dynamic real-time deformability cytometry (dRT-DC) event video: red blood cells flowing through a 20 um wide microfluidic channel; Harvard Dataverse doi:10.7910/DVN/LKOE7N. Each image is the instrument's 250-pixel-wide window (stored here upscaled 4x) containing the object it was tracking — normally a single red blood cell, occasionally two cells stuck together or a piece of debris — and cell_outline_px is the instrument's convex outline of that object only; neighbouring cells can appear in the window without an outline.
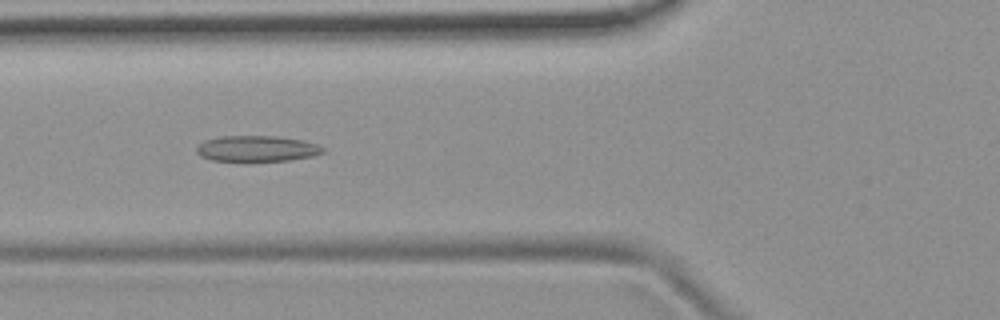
{"species": "common noctule bat (a hibernating species)", "species_latin": "Nyctalus noctula", "temperature_condition": "room temperature", "stored_images_in_passage": 53, "camera_frame_rate_fps": 3000, "um_per_image_px": 0.085, "animal": {"sex": "female", "body_mass_g": 19.9}, "frame": {"image": 1, "passage_image": 19, "time_ms": 6.0, "image_size_px": [1000, 320], "cell_outline_px": [[324, 152], [312, 156], [288, 160], [244, 164], [212, 160], [200, 156], [196, 152], [196, 148], [204, 140], [220, 136], [276, 136], [304, 140], [316, 144], [324, 148]], "centroid_in_image_um": [21.78, 12.67], "position_along_channel_um": 104.0, "area_um2": 19.88}}
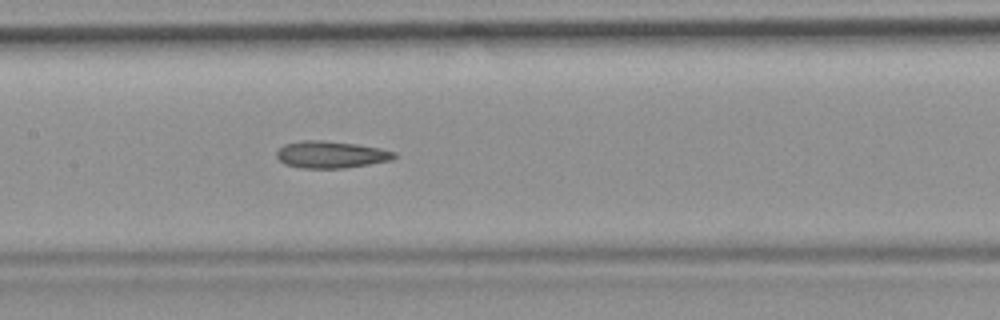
{"frame": {"image": 2, "passage_image": 25, "time_ms": 8.0, "image_size_px": [1000, 320], "cell_outline_px": [[396, 156], [392, 160], [344, 168], [300, 168], [284, 164], [276, 156], [276, 152], [284, 144], [300, 140], [320, 140], [356, 144], [380, 148], [396, 152]], "centroid_in_image_um": [28.11, 13.14], "position_along_channel_um": 179.3, "area_um2": 18.5}}
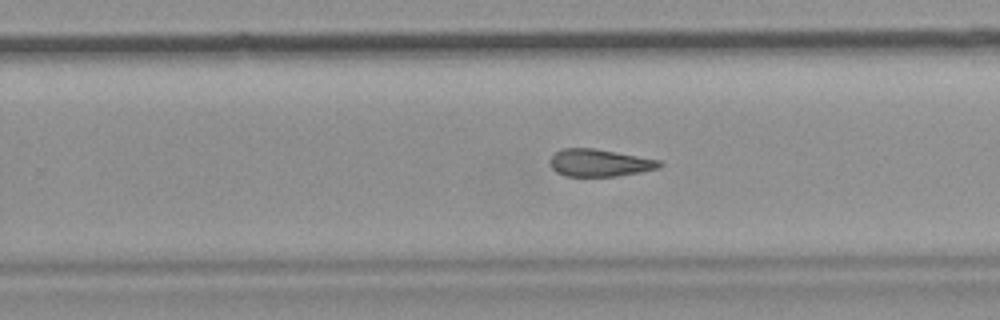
{"frame": {"image": 3, "passage_image": 33, "time_ms": 10.667, "image_size_px": [1000, 320], "cell_outline_px": [[664, 164], [660, 168], [640, 172], [616, 176], [564, 176], [556, 172], [548, 164], [548, 160], [556, 152], [564, 148], [592, 148], [616, 152], [660, 160]], "centroid_in_image_um": [50.94, 13.84], "position_along_channel_um": 278.9, "area_um2": 17.51}, "authors_computed_cell_mechanics": {"area_um2": 18.9006, "velocity_mm_per_s": 3.7605, "shape_relaxation_time_tau1_ms": null, "shape_relaxation_time_tau2_ms": 4.1568, "deformation_change_tau1": null, "deformation_change_tau2": 0.1375}}